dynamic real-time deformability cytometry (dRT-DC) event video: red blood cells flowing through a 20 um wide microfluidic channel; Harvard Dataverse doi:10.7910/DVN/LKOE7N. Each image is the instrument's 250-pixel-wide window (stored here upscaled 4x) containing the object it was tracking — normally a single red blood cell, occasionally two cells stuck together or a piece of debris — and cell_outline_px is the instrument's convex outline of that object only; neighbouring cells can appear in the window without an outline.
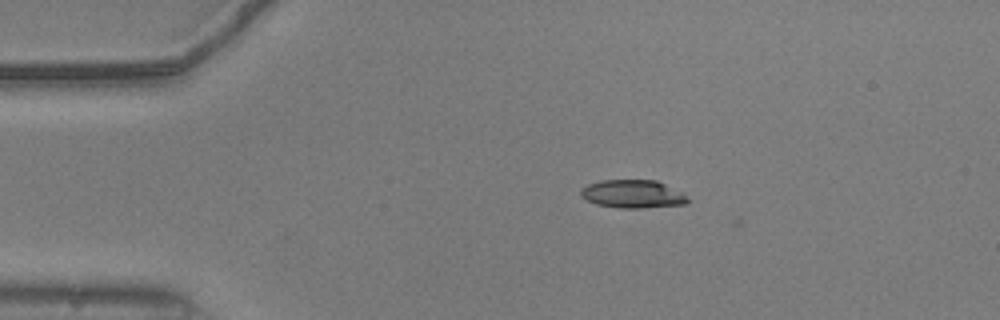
{"species": "common noctule bat (a hibernating species)", "species_latin": "Nyctalus noctula", "temperature_condition": "warm", "stored_images_in_passage": 4, "camera_frame_rate_fps": 3000, "um_per_image_px": 0.085, "animal": {"sex": "male", "body_mass_g": 20.5, "forearm_length_mm": 52.5}, "frame": {"image": 1, "passage_image": 3, "time_ms": 0.667, "image_size_px": [1000, 320], "cell_outline_px": [[692, 200], [684, 204], [640, 208], [620, 208], [596, 204], [580, 196], [580, 188], [588, 184], [600, 180], [656, 180], [680, 192]], "centroid_in_image_um": [53.75, 16.49], "position_along_channel_um": 31.3, "area_um2": 17.46}}